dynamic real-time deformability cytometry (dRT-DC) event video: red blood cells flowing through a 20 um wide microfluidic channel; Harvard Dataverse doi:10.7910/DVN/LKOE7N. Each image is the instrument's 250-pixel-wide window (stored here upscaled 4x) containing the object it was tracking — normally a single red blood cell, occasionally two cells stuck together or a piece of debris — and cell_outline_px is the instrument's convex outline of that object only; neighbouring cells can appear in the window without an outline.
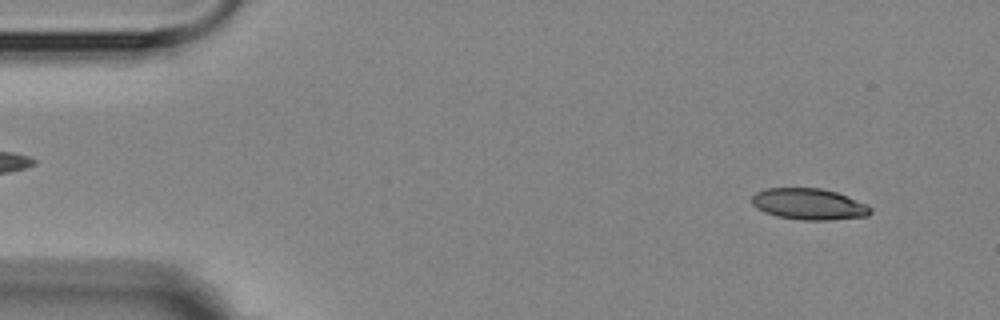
{"species": "Egyptian fruit bat (a non-hibernating species)", "species_latin": "Rousettus aegyptiacus", "temperature_condition": "room temperature", "stored_images_in_passage": 4, "camera_frame_rate_fps": 3000, "um_per_image_px": 0.085, "animal": {"sex": "female"}, "frame": {"image": 1, "passage_image": 1, "time_ms": 0.0, "image_size_px": [1000, 320], "cell_outline_px": [[872, 212], [868, 216], [832, 220], [804, 220], [776, 216], [764, 212], [756, 208], [752, 204], [752, 196], [756, 192], [764, 188], [820, 188], [836, 192], [864, 204], [872, 208]], "centroid_in_image_um": [68.72, 17.35], "position_along_channel_um": 16.3, "area_um2": 21.56}}
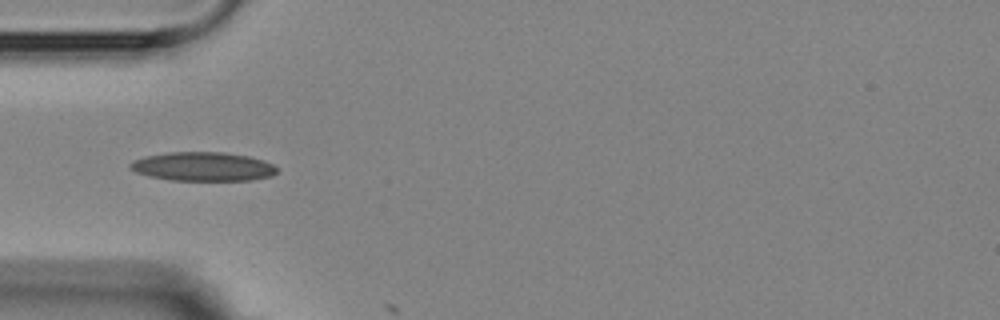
{"frame": {"image": 2, "passage_image": 4, "time_ms": 4.0, "image_size_px": [1000, 320], "cell_outline_px": [[276, 172], [272, 176], [252, 180], [172, 180], [148, 176], [136, 172], [128, 168], [128, 164], [132, 160], [144, 156], [168, 152], [224, 152], [248, 156], [264, 160], [272, 164], [276, 168]], "centroid_in_image_um": [17.21, 14.15], "position_along_channel_um": 67.8, "area_um2": 24.85}}